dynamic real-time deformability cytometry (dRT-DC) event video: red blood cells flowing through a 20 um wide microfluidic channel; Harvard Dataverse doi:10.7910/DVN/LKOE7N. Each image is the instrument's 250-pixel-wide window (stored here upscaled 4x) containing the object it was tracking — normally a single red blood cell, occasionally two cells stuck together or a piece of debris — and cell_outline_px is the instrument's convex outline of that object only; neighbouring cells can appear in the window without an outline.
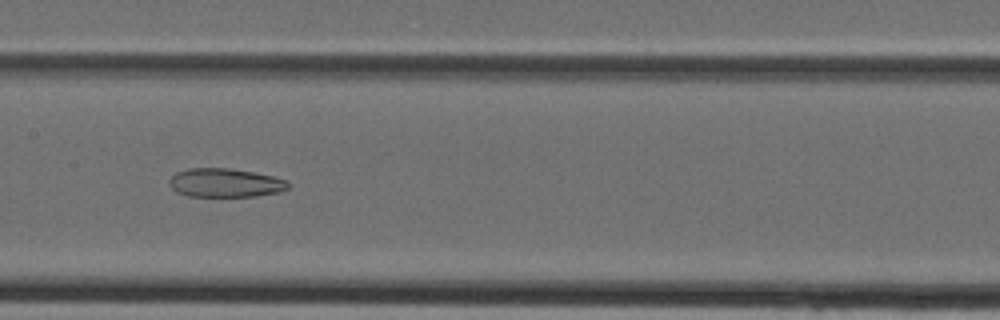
{"species": "Egyptian fruit bat (a non-hibernating species)", "species_latin": "Rousettus aegyptiacus", "temperature_condition": "cold", "stored_images_in_passage": 35, "camera_frame_rate_fps": 3000, "um_per_image_px": 0.085, "animal": {"sex": "female"}, "frame": {"image": 1, "passage_image": 18, "time_ms": 5.667, "image_size_px": [1000, 320], "cell_outline_px": [[288, 188], [280, 192], [256, 196], [188, 196], [176, 192], [168, 184], [168, 180], [176, 172], [188, 168], [228, 168], [252, 172], [272, 176], [288, 180]], "centroid_in_image_um": [19.11, 15.54], "position_along_channel_um": 188.3, "area_um2": 19.94}}
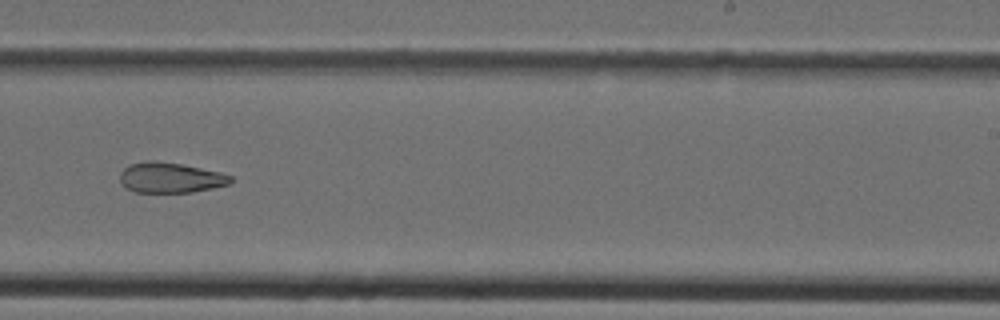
{"frame": {"image": 2, "passage_image": 23, "time_ms": 7.333, "image_size_px": [1000, 320], "cell_outline_px": [[232, 184], [192, 192], [136, 192], [128, 188], [120, 180], [120, 172], [128, 164], [148, 160], [180, 164], [220, 172], [232, 176]], "centroid_in_image_um": [14.5, 15.1], "position_along_channel_um": 274.5, "area_um2": 19.42}}
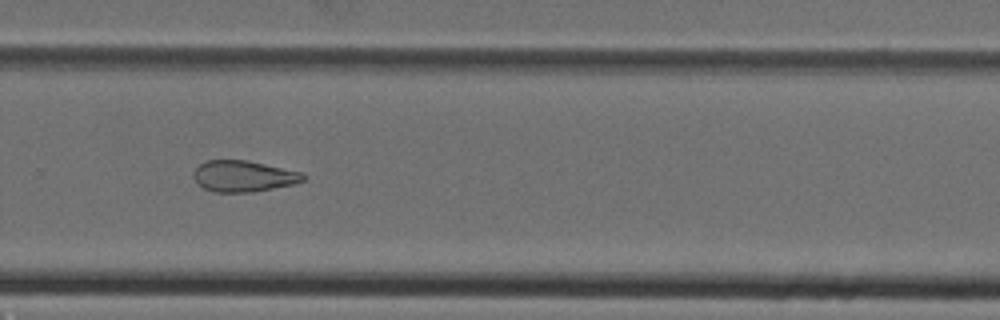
{"frame": {"image": 3, "passage_image": 25, "time_ms": 8.0, "image_size_px": [1000, 320], "cell_outline_px": [[304, 180], [296, 184], [252, 192], [212, 192], [204, 188], [192, 176], [192, 172], [200, 164], [208, 160], [248, 160], [300, 172], [304, 176]], "centroid_in_image_um": [20.68, 14.98], "position_along_channel_um": 309.1, "area_um2": 19.83}}